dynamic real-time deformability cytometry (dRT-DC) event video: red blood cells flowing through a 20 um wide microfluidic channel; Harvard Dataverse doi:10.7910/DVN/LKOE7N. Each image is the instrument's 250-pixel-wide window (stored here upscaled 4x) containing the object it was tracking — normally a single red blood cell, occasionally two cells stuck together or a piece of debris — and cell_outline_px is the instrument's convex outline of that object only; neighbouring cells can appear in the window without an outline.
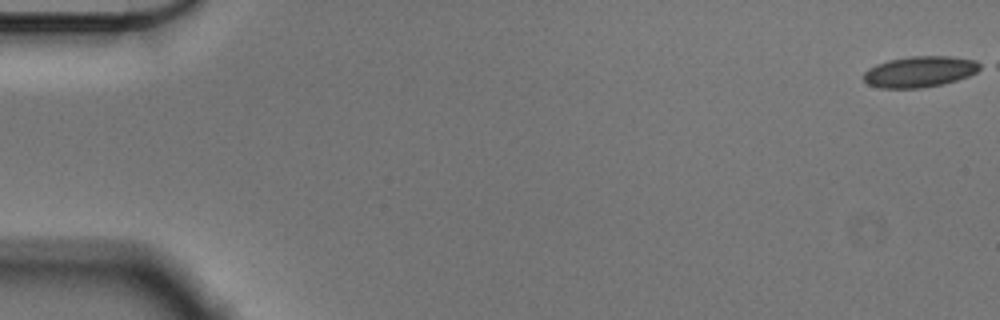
{"species": "Egyptian fruit bat (a non-hibernating species)", "species_latin": "Rousettus aegyptiacus", "temperature_condition": "cold", "stored_images_in_passage": 50, "camera_frame_rate_fps": 3000, "um_per_image_px": 0.085, "animal": {"sex": "male"}, "frame": {"image": 1, "passage_image": 1, "time_ms": 0.0, "image_size_px": [1000, 320], "cell_outline_px": [[984, 68], [968, 76], [944, 84], [920, 88], [880, 88], [868, 84], [864, 80], [864, 72], [868, 68], [876, 64], [888, 60], [908, 56], [948, 56], [976, 60], [984, 64]], "centroid_in_image_um": [78.21, 6.08], "position_along_channel_um": 6.8, "area_um2": 21.27}}
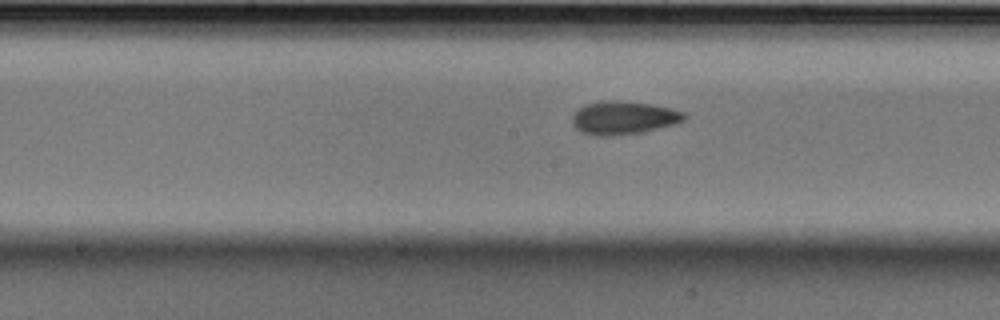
{"frame": {"image": 2, "passage_image": 29, "time_ms": 9.333, "image_size_px": [1000, 320], "cell_outline_px": [[688, 116], [684, 120], [676, 124], [640, 132], [608, 136], [600, 136], [580, 132], [572, 124], [572, 116], [580, 108], [588, 104], [604, 100], [620, 100], [652, 104], [684, 112]], "centroid_in_image_um": [53.01, 10.01], "position_along_channel_um": 195.2, "area_um2": 21.56}}
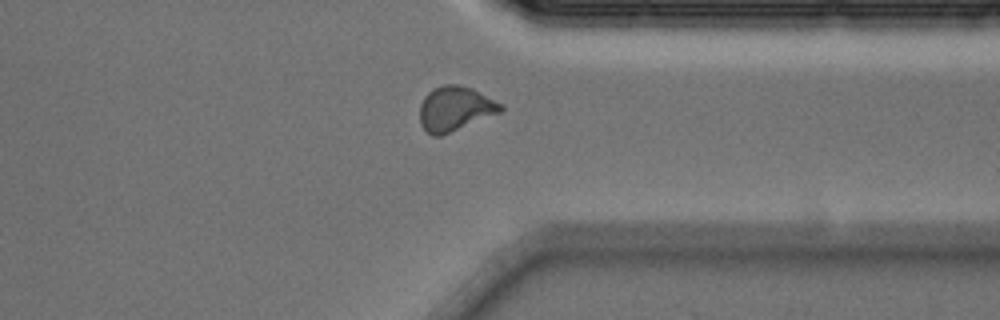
{"frame": {"image": 3, "passage_image": 44, "time_ms": 14.333, "image_size_px": [1000, 320], "cell_outline_px": [[504, 108], [500, 112], [440, 136], [432, 136], [424, 132], [420, 124], [420, 104], [424, 96], [432, 88], [444, 84], [456, 84], [472, 88], [504, 104]], "centroid_in_image_um": [38.65, 9.23], "position_along_channel_um": 372.7, "area_um2": 21.15}, "authors_computed_cell_mechanics": {"area_um2": 20.6924, "velocity_mm_per_s": 3.5829, "shape_relaxation_time_tau1_ms": 7.5001, "shape_relaxation_time_tau2_ms": 2.551, "deformation_change_tau1": 0.1385, "deformation_change_tau2": 0.0877}}